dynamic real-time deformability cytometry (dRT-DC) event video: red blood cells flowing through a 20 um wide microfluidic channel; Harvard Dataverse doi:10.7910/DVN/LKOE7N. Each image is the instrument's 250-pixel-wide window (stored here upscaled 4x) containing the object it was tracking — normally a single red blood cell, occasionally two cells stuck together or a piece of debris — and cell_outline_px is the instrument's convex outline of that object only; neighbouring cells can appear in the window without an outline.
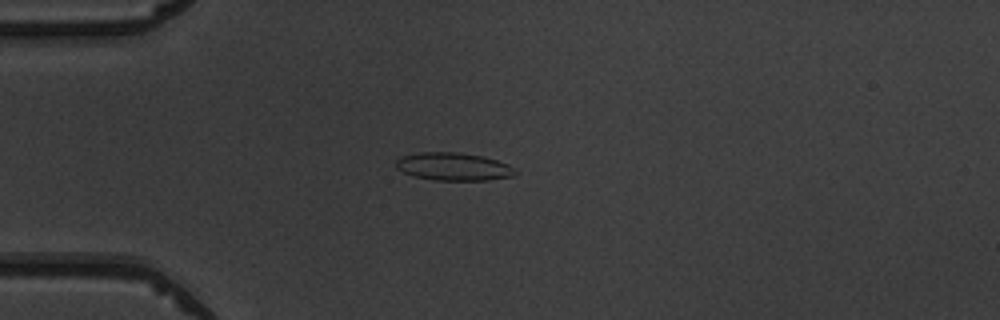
{"species": "common noctule bat (a hibernating species)", "species_latin": "Nyctalus noctula", "temperature_condition": "warm", "stored_images_in_passage": 46, "camera_frame_rate_fps": 3000, "um_per_image_px": 0.085, "animal": {"sex": "male", "body_mass_g": 19.5, "forearm_length_mm": 54.6}, "frame": {"image": 1, "passage_image": 9, "time_ms": 2.667, "image_size_px": [1000, 320], "cell_outline_px": [[516, 176], [488, 180], [436, 180], [416, 176], [404, 172], [396, 168], [396, 160], [404, 156], [420, 152], [460, 152], [484, 156], [508, 164], [516, 172]], "centroid_in_image_um": [38.58, 14.16], "position_along_channel_um": 46.4, "area_um2": 19.25}}
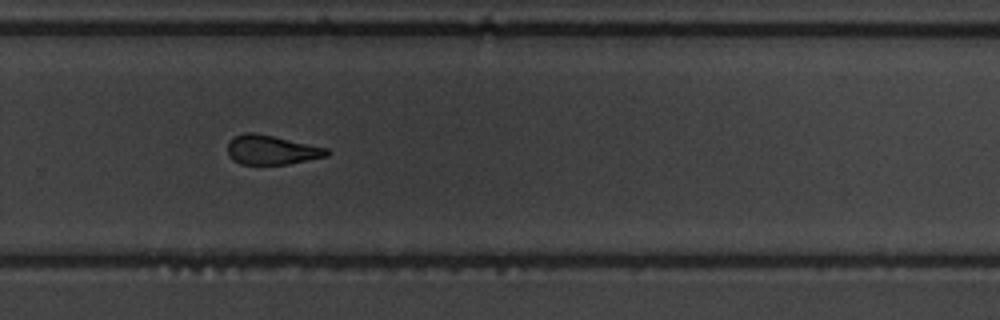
{"frame": {"image": 2, "passage_image": 30, "time_ms": 9.667, "image_size_px": [1000, 320], "cell_outline_px": [[332, 152], [328, 156], [288, 164], [240, 164], [232, 160], [228, 156], [228, 144], [236, 136], [244, 132], [256, 132], [328, 148]], "centroid_in_image_um": [23.11, 12.74], "position_along_channel_um": 306.7, "area_um2": 17.05}}
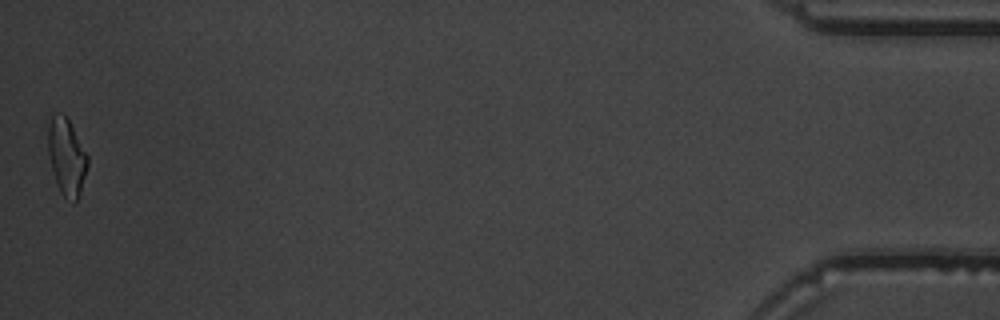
{"frame": {"image": 3, "passage_image": 46, "time_ms": 15.0, "image_size_px": [1000, 320], "cell_outline_px": [[88, 164], [80, 192], [76, 200], [72, 204], [60, 192], [52, 168], [48, 152], [48, 124], [52, 116], [64, 116], [68, 120], [88, 156]], "centroid_in_image_um": [5.66, 13.38], "position_along_channel_um": 429.5, "area_um2": 17.11}, "authors_computed_cell_mechanics": {"area_um2": 18.2359, "velocity_mm_per_s": 4.0075, "shape_relaxation_time_tau1_ms": 4.108, "shape_relaxation_time_tau2_ms": 3.0397, "deformation_change_tau1": 0.1521, "deformation_change_tau2": 0.1148}}